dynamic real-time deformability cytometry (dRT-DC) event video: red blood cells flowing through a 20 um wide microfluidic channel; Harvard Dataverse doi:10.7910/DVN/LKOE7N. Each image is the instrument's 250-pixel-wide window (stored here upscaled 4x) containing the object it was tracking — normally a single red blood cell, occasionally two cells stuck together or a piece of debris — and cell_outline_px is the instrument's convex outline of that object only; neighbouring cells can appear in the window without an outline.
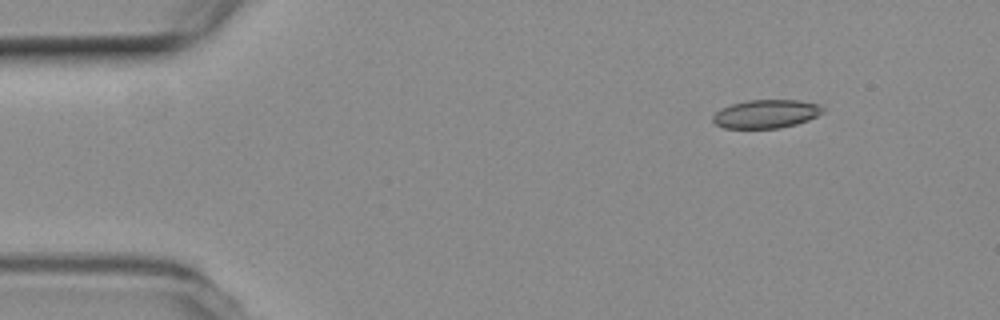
{"species": "common noctule bat (a hibernating species)", "species_latin": "Nyctalus noctula", "temperature_condition": "room temperature", "stored_images_in_passage": 48, "camera_frame_rate_fps": 3000, "um_per_image_px": 0.085, "animal": {"sex": "female", "body_mass_g": 19.3, "forearm_length_mm": 54.1}, "frame": {"image": 1, "passage_image": 1, "time_ms": 0.0, "image_size_px": [1000, 320], "cell_outline_px": [[824, 112], [808, 120], [796, 124], [780, 128], [724, 128], [716, 124], [712, 120], [712, 116], [720, 108], [732, 104], [748, 100], [800, 100], [820, 104], [824, 108]], "centroid_in_image_um": [65.13, 9.68], "position_along_channel_um": 19.9, "area_um2": 18.32}}
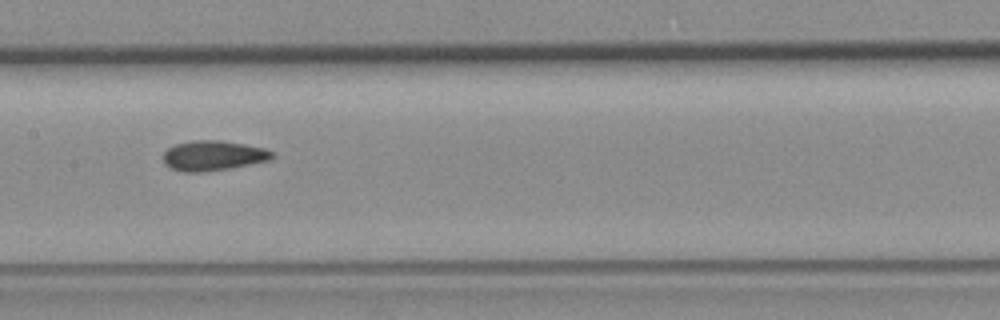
{"frame": {"image": 2, "passage_image": 21, "time_ms": 6.667, "image_size_px": [1000, 320], "cell_outline_px": [[276, 156], [268, 160], [228, 168], [204, 172], [184, 172], [172, 168], [164, 164], [164, 152], [168, 148], [176, 144], [192, 140], [220, 140], [244, 144], [264, 148], [272, 152]], "centroid_in_image_um": [18.1, 13.22], "position_along_channel_um": 189.3, "area_um2": 18.84}}
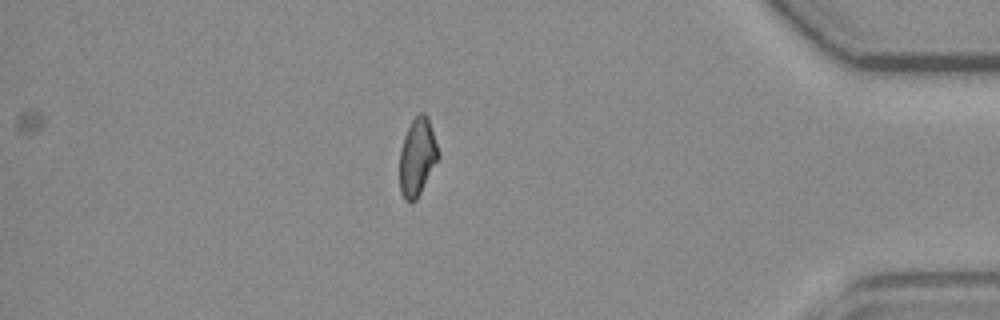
{"frame": {"image": 3, "passage_image": 41, "time_ms": 13.333, "image_size_px": [1000, 320], "cell_outline_px": [[440, 156], [416, 200], [408, 204], [404, 200], [400, 192], [400, 148], [404, 136], [412, 120], [420, 112], [424, 112], [428, 116], [440, 152]], "centroid_in_image_um": [35.47, 13.35], "position_along_channel_um": 399.7, "area_um2": 17.69}, "authors_computed_cell_mechanics": {"area_um2": 18.5249, "velocity_mm_per_s": 3.794, "shape_relaxation_time_tau1_ms": 9.7316, "shape_relaxation_time_tau2_ms": 2.2192, "deformation_change_tau1": 0.1797, "deformation_change_tau2": 0.0963}}